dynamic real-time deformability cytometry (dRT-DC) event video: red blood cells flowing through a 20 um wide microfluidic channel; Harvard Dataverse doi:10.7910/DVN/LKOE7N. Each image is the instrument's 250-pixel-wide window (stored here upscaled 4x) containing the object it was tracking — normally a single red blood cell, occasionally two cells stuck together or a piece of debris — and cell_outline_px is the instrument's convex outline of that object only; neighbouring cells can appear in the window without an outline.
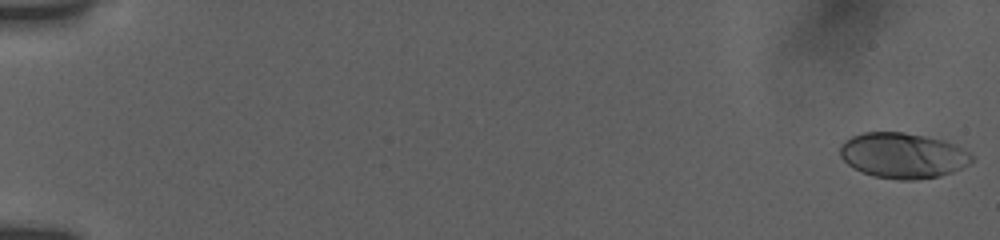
{"species": "human", "species_latin": "Homo sapiens", "temperature_condition": "room temperature", "stored_images_in_passage": 55, "camera_frame_rate_fps": 3000, "um_per_image_px": 0.085, "donor": {"sex": "female"}, "frame": {"image": 1, "passage_image": 1, "time_ms": 0.0, "image_size_px": [1000, 240], "cell_outline_px": [[972, 160], [968, 164], [952, 172], [940, 176], [912, 180], [900, 180], [872, 176], [860, 172], [852, 168], [840, 156], [840, 144], [844, 140], [852, 136], [864, 132], [904, 132], [944, 140], [956, 144], [968, 152], [972, 156]], "centroid_in_image_um": [76.71, 13.22], "position_along_channel_um": 8.3, "area_um2": 35.03}}
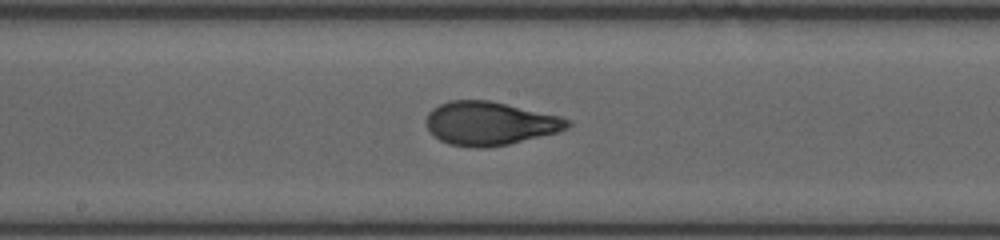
{"frame": {"image": 2, "passage_image": 31, "time_ms": 10.0, "image_size_px": [1000, 240], "cell_outline_px": [[572, 124], [568, 128], [556, 132], [508, 144], [484, 148], [472, 148], [448, 144], [440, 140], [428, 128], [424, 120], [428, 112], [432, 108], [448, 100], [488, 100], [560, 116], [572, 120]], "centroid_in_image_um": [41.61, 10.49], "position_along_channel_um": 206.6, "area_um2": 35.78}}
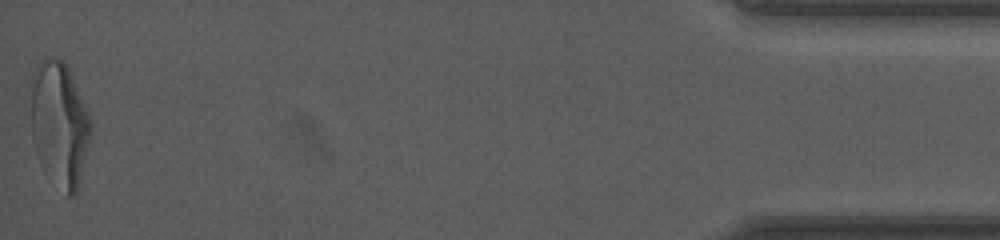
{"frame": {"image": 3, "passage_image": 55, "time_ms": 18.0, "image_size_px": [1000, 240], "cell_outline_px": [[92, 132], [76, 192], [72, 196], [68, 196], [44, 172], [40, 164], [32, 140], [32, 72], [40, 60], [44, 56], [56, 56], [68, 64], [92, 120]], "centroid_in_image_um": [5.06, 10.47], "position_along_channel_um": 430.1, "area_um2": 44.04}, "authors_computed_cell_mechanics": {"area_um2": 35.3158, "velocity_mm_per_s": 3.8315, "shape_relaxation_time_tau1_ms": 4.2777, "shape_relaxation_time_tau2_ms": 0.7379, "deformation_change_tau1": 0.1847, "deformation_change_tau2": 0.0616}}